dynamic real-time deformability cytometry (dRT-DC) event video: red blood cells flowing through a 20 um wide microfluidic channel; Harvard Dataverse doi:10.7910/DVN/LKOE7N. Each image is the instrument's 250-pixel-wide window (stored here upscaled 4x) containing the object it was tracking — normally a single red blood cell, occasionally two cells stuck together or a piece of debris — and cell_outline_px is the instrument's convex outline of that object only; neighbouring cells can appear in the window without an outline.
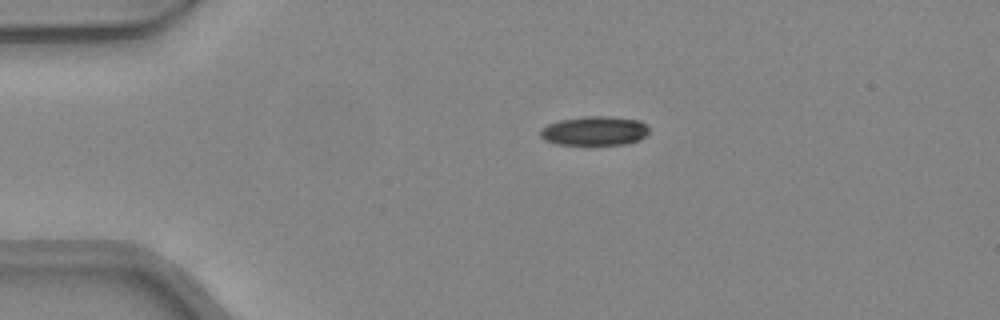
{"species": "common noctule bat (a hibernating species)", "species_latin": "Nyctalus noctula", "temperature_condition": "warm", "stored_images_in_passage": 38, "camera_frame_rate_fps": 3000, "um_per_image_px": 0.085, "animal": {"sex": "female", "body_mass_g": 24.6, "forearm_length_mm": 56.2}, "frame": {"image": 1, "passage_image": 1, "time_ms": 0.0, "image_size_px": [1000, 320], "cell_outline_px": [[648, 132], [644, 136], [636, 140], [624, 144], [556, 144], [544, 140], [540, 136], [540, 128], [548, 124], [560, 120], [584, 116], [612, 116], [640, 120], [648, 128]], "centroid_in_image_um": [50.49, 11.11], "position_along_channel_um": 34.5, "area_um2": 18.38}}
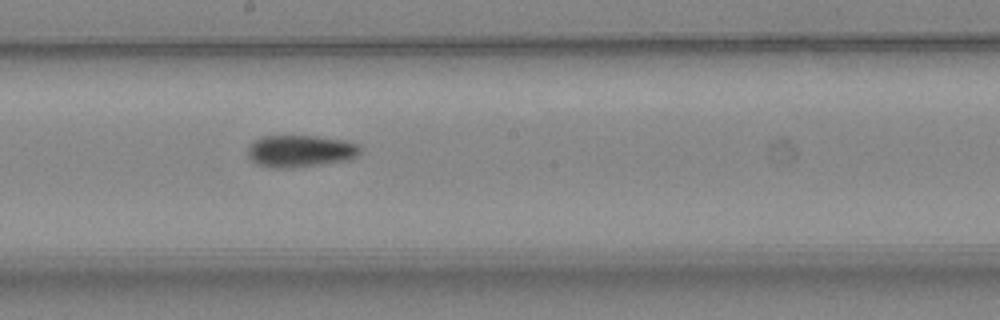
{"frame": {"image": 2, "passage_image": 17, "time_ms": 5.333, "image_size_px": [1000, 320], "cell_outline_px": [[360, 152], [356, 156], [348, 160], [296, 168], [268, 168], [256, 164], [248, 156], [248, 144], [252, 140], [264, 136], [316, 136], [348, 140], [360, 144]], "centroid_in_image_um": [25.52, 12.84], "position_along_channel_um": 222.7, "area_um2": 21.44}}
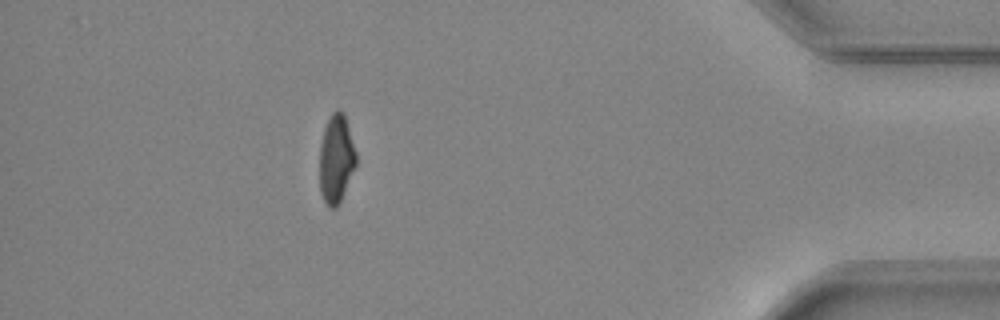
{"frame": {"image": 3, "passage_image": 33, "time_ms": 10.667, "image_size_px": [1000, 320], "cell_outline_px": [[356, 164], [340, 204], [336, 208], [328, 208], [320, 192], [320, 144], [324, 128], [332, 112], [336, 108], [340, 108], [344, 112], [356, 152]], "centroid_in_image_um": [28.58, 13.5], "position_along_channel_um": 406.6, "area_um2": 19.02}, "authors_computed_cell_mechanics": {"area_um2": 20.2878, "velocity_mm_per_s": 4.3995, "shape_relaxation_time_tau1_ms": 6.5645, "shape_relaxation_time_tau2_ms": 3.0876, "deformation_change_tau1": 0.2033, "deformation_change_tau2": 0.102}}